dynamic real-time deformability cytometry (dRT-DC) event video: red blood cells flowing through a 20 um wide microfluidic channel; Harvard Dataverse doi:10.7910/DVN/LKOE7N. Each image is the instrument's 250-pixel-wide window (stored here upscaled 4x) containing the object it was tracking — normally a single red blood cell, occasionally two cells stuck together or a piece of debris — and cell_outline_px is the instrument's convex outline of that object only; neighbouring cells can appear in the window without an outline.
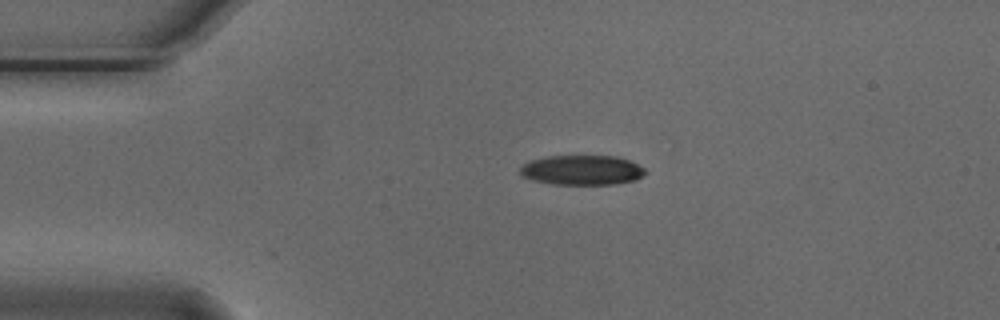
{"species": "Egyptian fruit bat (a non-hibernating species)", "species_latin": "Rousettus aegyptiacus", "temperature_condition": "cold", "stored_images_in_passage": 44, "camera_frame_rate_fps": 3000, "um_per_image_px": 0.085, "animal": {"sex": "male"}, "frame": {"image": 1, "passage_image": 1, "time_ms": 0.0, "image_size_px": [1000, 320], "cell_outline_px": [[648, 172], [644, 176], [636, 180], [616, 184], [552, 184], [532, 180], [520, 176], [520, 168], [528, 160], [548, 156], [616, 156], [628, 160], [644, 168]], "centroid_in_image_um": [49.46, 14.46], "position_along_channel_um": 35.5, "area_um2": 21.91}}
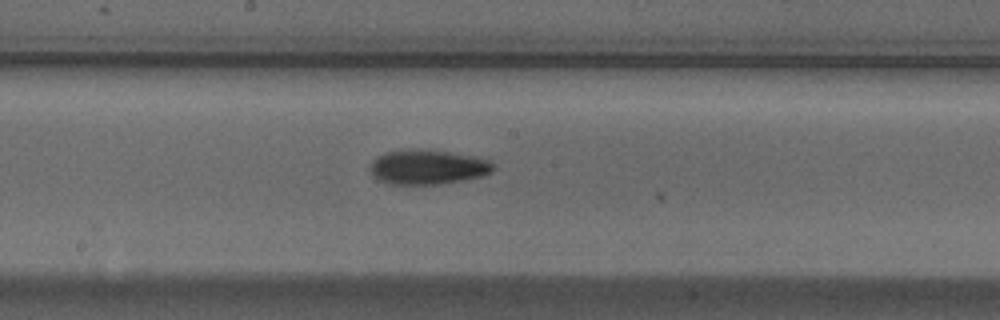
{"frame": {"image": 2, "passage_image": 18, "time_ms": 5.667, "image_size_px": [1000, 320], "cell_outline_px": [[496, 168], [492, 172], [484, 176], [464, 180], [440, 184], [388, 184], [372, 176], [372, 160], [376, 156], [384, 152], [412, 148], [420, 148], [480, 156], [488, 160]], "centroid_in_image_um": [36.39, 14.18], "position_along_channel_um": 211.8, "area_um2": 25.32}}
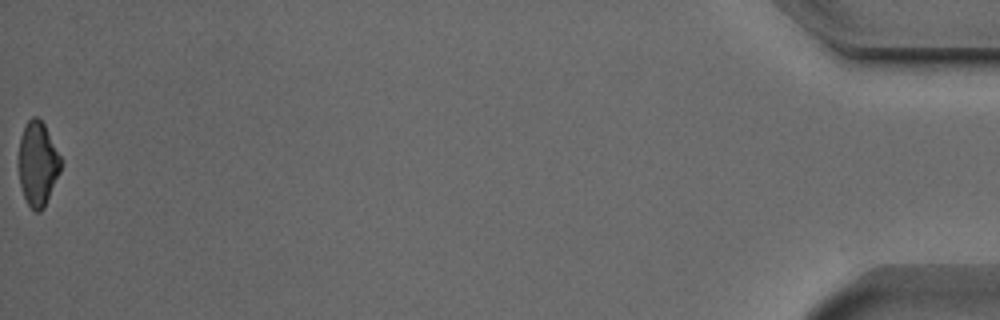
{"frame": {"image": 3, "passage_image": 44, "time_ms": 14.333, "image_size_px": [1000, 320], "cell_outline_px": [[60, 172], [44, 208], [40, 212], [36, 212], [28, 204], [24, 196], [20, 184], [20, 136], [28, 120], [32, 116], [36, 116], [44, 124], [60, 156]], "centroid_in_image_um": [3.22, 13.93], "position_along_channel_um": 432.0, "area_um2": 20.17}, "authors_computed_cell_mechanics": {"area_um2": 23.0044, "velocity_mm_per_s": 3.7537, "shape_relaxation_time_tau1_ms": 3.8046, "shape_relaxation_time_tau2_ms": 10.8207, "deformation_change_tau1": 0.1302, "deformation_change_tau2": 0.1971}}